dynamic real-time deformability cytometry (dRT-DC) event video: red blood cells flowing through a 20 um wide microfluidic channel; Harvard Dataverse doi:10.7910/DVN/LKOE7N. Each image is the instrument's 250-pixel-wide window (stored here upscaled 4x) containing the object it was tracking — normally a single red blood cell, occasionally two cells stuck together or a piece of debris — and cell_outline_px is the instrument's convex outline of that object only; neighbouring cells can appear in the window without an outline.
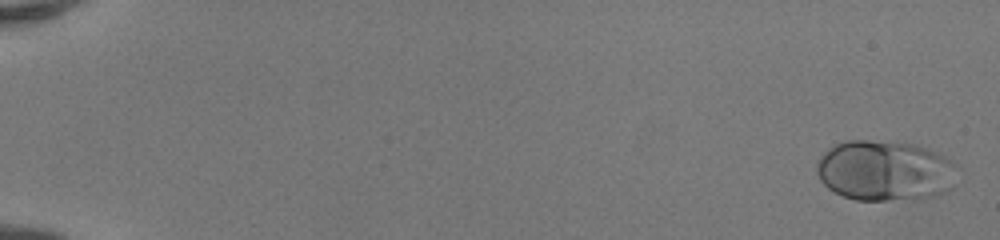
{"species": "human", "species_latin": "Homo sapiens", "temperature_condition": "room temperature", "stored_images_in_passage": 51, "camera_frame_rate_fps": 3000, "um_per_image_px": 0.085, "donor": {"sex": "female"}, "frame": {"image": 1, "passage_image": 2, "time_ms": 0.333, "image_size_px": [1000, 240], "cell_outline_px": [[956, 164], [952, 188], [936, 196], [888, 200], [856, 200], [844, 196], [828, 188], [820, 180], [816, 172], [816, 164], [820, 156], [828, 148], [844, 140], [868, 140], [912, 144], [936, 152], [944, 156]], "centroid_in_image_um": [75.18, 14.5], "position_along_channel_um": 9.8, "area_um2": 49.36}}
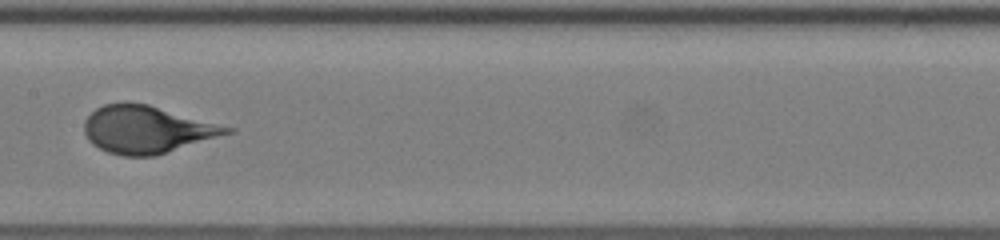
{"frame": {"image": 2, "passage_image": 29, "time_ms": 9.333, "image_size_px": [1000, 240], "cell_outline_px": [[236, 132], [156, 156], [124, 156], [108, 152], [92, 144], [88, 140], [84, 132], [84, 120], [96, 108], [104, 104], [124, 100], [128, 100], [148, 104], [236, 128]], "centroid_in_image_um": [12.51, 10.99], "position_along_channel_um": 194.9, "area_um2": 40.11}}
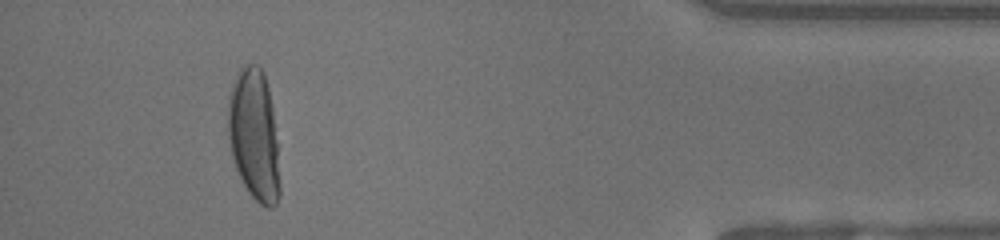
{"frame": {"image": 3, "passage_image": 48, "time_ms": 15.667, "image_size_px": [1000, 240], "cell_outline_px": [[280, 196], [276, 204], [272, 208], [268, 208], [260, 204], [248, 192], [236, 168], [232, 156], [228, 136], [228, 96], [236, 76], [240, 68], [248, 64], [260, 64], [264, 72], [268, 88], [272, 108], [276, 140], [280, 184]], "centroid_in_image_um": [21.59, 11.48], "position_along_channel_um": 413.6, "area_um2": 39.54}}